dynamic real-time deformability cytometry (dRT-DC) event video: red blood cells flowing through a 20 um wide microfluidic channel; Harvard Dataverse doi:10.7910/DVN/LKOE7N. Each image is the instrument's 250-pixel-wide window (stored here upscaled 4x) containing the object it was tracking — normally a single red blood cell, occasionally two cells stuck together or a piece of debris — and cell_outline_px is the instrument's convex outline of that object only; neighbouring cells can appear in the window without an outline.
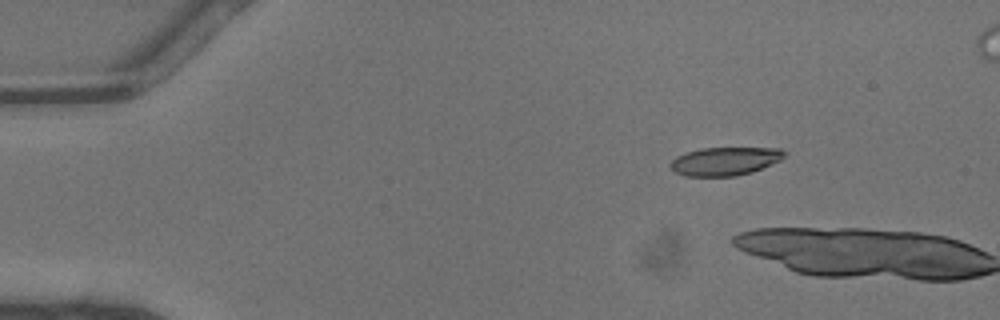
{"species": "common noctule bat (a hibernating species)", "species_latin": "Nyctalus noctula", "temperature_condition": "warm", "stored_images_in_passage": 2, "camera_frame_rate_fps": 3000, "um_per_image_px": 0.085, "animal": {"sex": "male", "body_mass_g": 13.3}, "frame": {"image": 1, "passage_image": 1, "time_ms": 0.0, "image_size_px": [1000, 320], "cell_outline_px": [[788, 152], [780, 160], [752, 172], [736, 176], [684, 176], [676, 172], [668, 164], [676, 156], [700, 148], [780, 148]], "centroid_in_image_um": [61.62, 13.7], "position_along_channel_um": 23.4, "area_um2": 18.79}}